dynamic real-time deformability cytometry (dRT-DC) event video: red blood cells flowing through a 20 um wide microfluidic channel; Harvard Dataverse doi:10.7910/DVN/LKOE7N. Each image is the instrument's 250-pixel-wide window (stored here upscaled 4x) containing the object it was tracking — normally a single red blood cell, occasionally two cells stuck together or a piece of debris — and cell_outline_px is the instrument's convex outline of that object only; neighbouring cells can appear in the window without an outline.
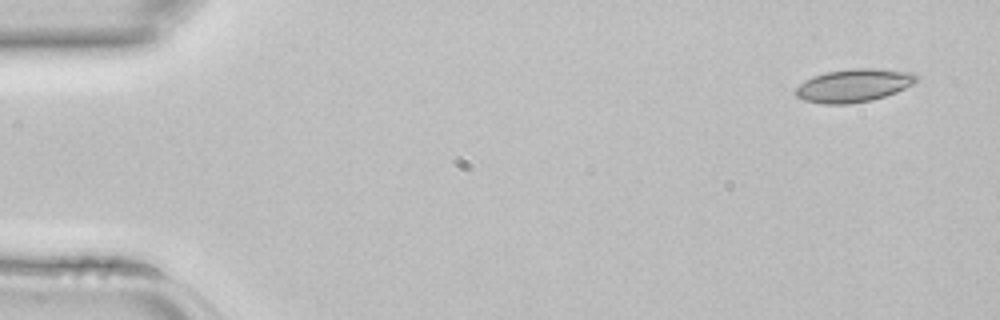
{"species": "common noctule bat (a hibernating species)", "species_latin": "Nyctalus noctula", "temperature_condition": "room temperature", "stored_images_in_passage": 3, "camera_frame_rate_fps": 3000, "um_per_image_px": 0.085, "animal": {"sex": "female", "body_mass_g": 22.7, "forearm_length_mm": 54.2}, "frame": {"image": 1, "passage_image": 1, "time_ms": 0.0, "image_size_px": [1000, 320], "cell_outline_px": [[916, 80], [912, 84], [896, 92], [872, 100], [848, 104], [824, 104], [804, 100], [796, 96], [792, 92], [804, 80], [812, 76], [824, 72], [852, 68], [880, 68], [912, 72], [916, 76]], "centroid_in_image_um": [72.51, 7.25], "position_along_channel_um": 12.5, "area_um2": 23.41}}
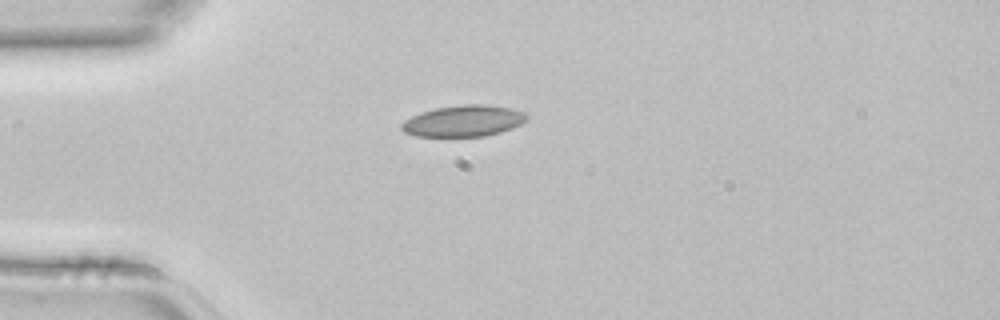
{"frame": {"image": 2, "passage_image": 3, "time_ms": 0.667, "image_size_px": [1000, 320], "cell_outline_px": [[528, 116], [520, 124], [512, 128], [500, 132], [484, 136], [416, 136], [404, 132], [400, 128], [400, 124], [404, 120], [420, 112], [436, 108], [464, 104], [484, 104], [512, 108], [524, 112]], "centroid_in_image_um": [39.37, 10.27], "position_along_channel_um": 45.6, "area_um2": 22.77}}